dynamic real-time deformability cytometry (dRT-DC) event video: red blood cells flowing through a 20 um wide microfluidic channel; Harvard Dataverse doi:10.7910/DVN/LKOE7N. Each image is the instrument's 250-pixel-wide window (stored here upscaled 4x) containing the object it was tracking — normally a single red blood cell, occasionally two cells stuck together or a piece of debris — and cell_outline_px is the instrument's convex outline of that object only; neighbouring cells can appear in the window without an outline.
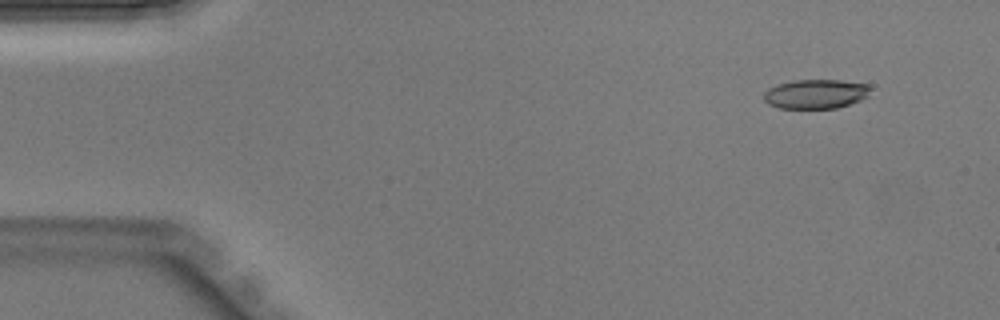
{"species": "Egyptian fruit bat (a non-hibernating species)", "species_latin": "Rousettus aegyptiacus", "temperature_condition": "warm", "stored_images_in_passage": 44, "camera_frame_rate_fps": 3000, "um_per_image_px": 0.085, "animal": {"sex": "male"}, "frame": {"image": 1, "passage_image": 4, "time_ms": 1.0, "image_size_px": [1000, 320], "cell_outline_px": [[872, 88], [868, 96], [860, 100], [836, 108], [780, 108], [768, 104], [764, 100], [764, 92], [768, 88], [792, 80], [840, 80], [872, 84]], "centroid_in_image_um": [69.38, 7.97], "position_along_channel_um": 15.6, "area_um2": 18.32}}
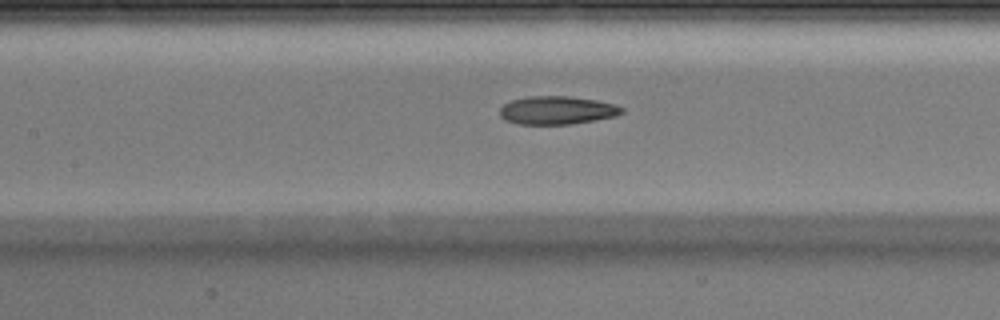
{"frame": {"image": 2, "passage_image": 20, "time_ms": 6.333, "image_size_px": [1000, 320], "cell_outline_px": [[624, 112], [616, 116], [596, 120], [572, 124], [516, 124], [504, 120], [500, 116], [500, 108], [504, 104], [512, 100], [532, 96], [568, 96], [596, 100], [616, 104], [624, 108]], "centroid_in_image_um": [47.37, 9.38], "position_along_channel_um": 160.0, "area_um2": 20.17}}
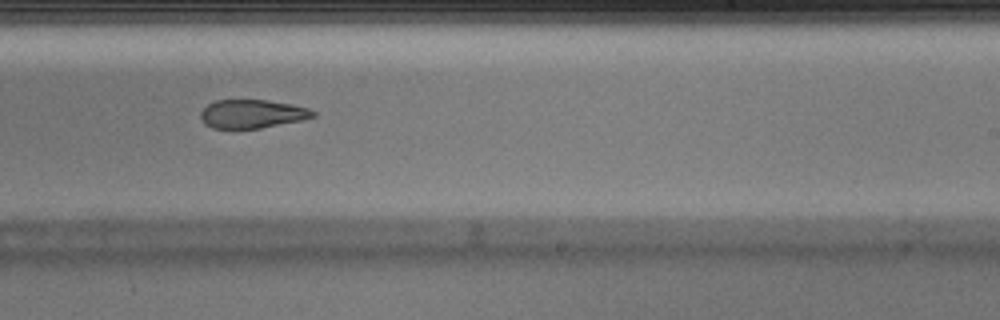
{"frame": {"image": 3, "passage_image": 27, "time_ms": 8.667, "image_size_px": [1000, 320], "cell_outline_px": [[316, 116], [304, 120], [260, 128], [212, 128], [204, 124], [200, 116], [200, 112], [208, 104], [216, 100], [268, 100], [292, 104], [308, 108], [316, 112]], "centroid_in_image_um": [21.45, 9.68], "position_along_channel_um": 267.5, "area_um2": 18.79}}